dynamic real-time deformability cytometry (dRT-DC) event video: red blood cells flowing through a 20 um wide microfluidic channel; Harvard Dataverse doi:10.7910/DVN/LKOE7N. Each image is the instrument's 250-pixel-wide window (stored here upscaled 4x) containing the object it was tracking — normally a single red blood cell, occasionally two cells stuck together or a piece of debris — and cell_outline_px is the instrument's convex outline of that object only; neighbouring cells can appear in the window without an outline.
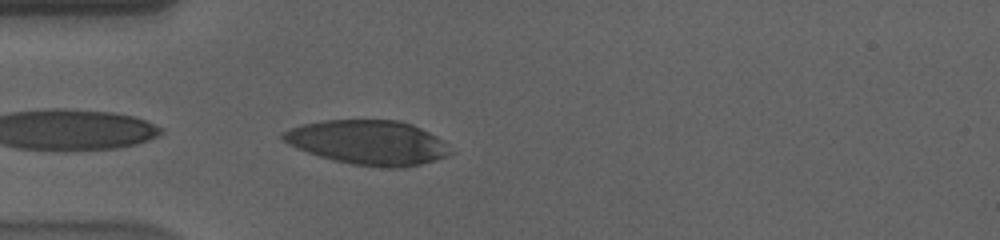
{"species": "human", "species_latin": "Homo sapiens", "temperature_condition": "cold", "stored_images_in_passage": 26, "camera_frame_rate_fps": 3000, "um_per_image_px": 0.085, "donor": {"sex": "male"}, "frame": {"image": 1, "passage_image": 1, "time_ms": 0.0, "image_size_px": [1000, 240], "cell_outline_px": [[456, 152], [448, 156], [436, 160], [404, 168], [384, 168], [352, 164], [332, 160], [296, 148], [280, 140], [280, 132], [288, 128], [304, 124], [324, 120], [400, 120], [412, 124], [444, 140]], "centroid_in_image_um": [31.31, 12.12], "position_along_channel_um": 53.7, "area_um2": 43.93}}
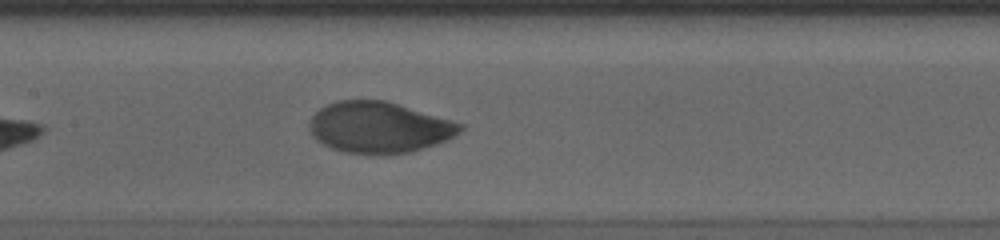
{"frame": {"image": 2, "passage_image": 12, "time_ms": 3.667, "image_size_px": [1000, 240], "cell_outline_px": [[464, 128], [460, 132], [444, 140], [412, 152], [388, 156], [368, 156], [348, 152], [332, 148], [316, 140], [312, 136], [308, 128], [308, 124], [312, 116], [320, 108], [336, 100], [388, 100], [464, 124]], "centroid_in_image_um": [32.2, 10.84], "position_along_channel_um": 175.2, "area_um2": 45.49}}
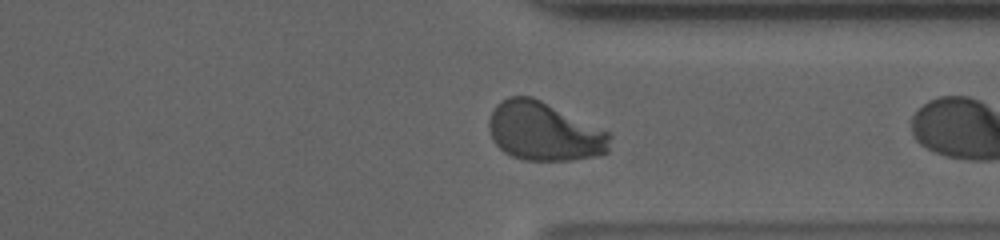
{"frame": {"image": 3, "passage_image": 25, "time_ms": 8.0, "image_size_px": [1000, 240], "cell_outline_px": [[612, 136], [608, 152], [596, 156], [568, 160], [524, 160], [512, 156], [504, 152], [492, 140], [488, 128], [488, 120], [492, 108], [500, 100], [508, 96], [532, 96], [612, 132]], "centroid_in_image_um": [46.25, 11.16], "position_along_channel_um": 365.1, "area_um2": 41.96}}